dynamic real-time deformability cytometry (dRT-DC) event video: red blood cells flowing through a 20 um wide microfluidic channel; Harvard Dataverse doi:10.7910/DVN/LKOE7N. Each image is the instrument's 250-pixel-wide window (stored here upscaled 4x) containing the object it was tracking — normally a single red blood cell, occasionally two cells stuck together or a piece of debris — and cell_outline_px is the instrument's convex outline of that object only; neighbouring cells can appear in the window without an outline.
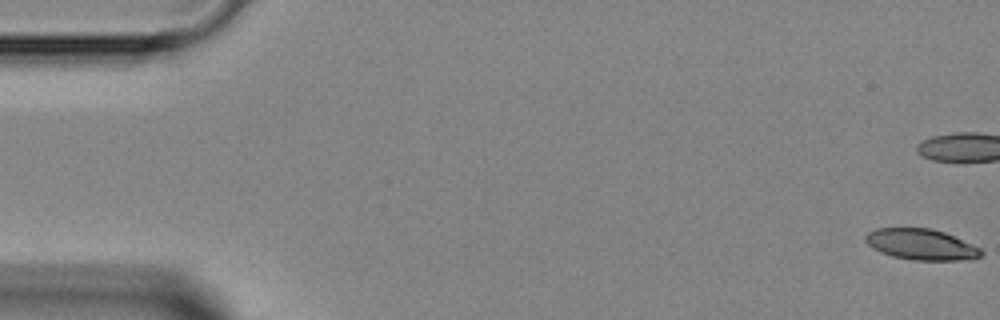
{"species": "Egyptian fruit bat (a non-hibernating species)", "species_latin": "Rousettus aegyptiacus", "temperature_condition": "room temperature", "stored_images_in_passage": 29, "camera_frame_rate_fps": 3000, "um_per_image_px": 0.085, "animal": {"sex": "female"}, "frame": {"image": 1, "passage_image": 1, "time_ms": 0.0, "image_size_px": [1000, 320], "cell_outline_px": [[984, 252], [980, 256], [972, 260], [912, 260], [892, 256], [880, 252], [872, 248], [864, 240], [864, 236], [868, 232], [876, 228], [928, 228], [944, 232], [972, 244], [980, 248]], "centroid_in_image_um": [78.29, 20.78], "position_along_channel_um": 6.7, "area_um2": 20.92}}